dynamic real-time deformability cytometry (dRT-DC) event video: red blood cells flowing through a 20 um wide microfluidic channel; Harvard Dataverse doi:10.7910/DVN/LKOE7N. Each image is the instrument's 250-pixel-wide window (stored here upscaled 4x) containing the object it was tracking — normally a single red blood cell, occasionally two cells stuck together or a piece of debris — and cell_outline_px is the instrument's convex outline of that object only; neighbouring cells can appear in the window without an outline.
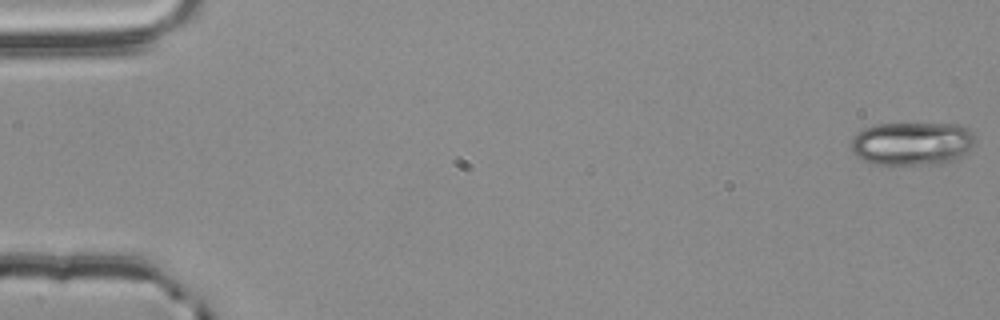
{"species": "common noctule bat (a hibernating species)", "species_latin": "Nyctalus noctula", "temperature_condition": "room temperature", "stored_images_in_passage": 56, "camera_frame_rate_fps": 3000, "um_per_image_px": 0.085, "animal": {"sex": "male", "body_mass_g": 20.4}, "frame": {"image": 1, "passage_image": 1, "time_ms": 0.0, "image_size_px": [1000, 320], "cell_outline_px": [[976, 140], [964, 152], [952, 160], [936, 164], [876, 164], [864, 160], [856, 156], [852, 152], [848, 144], [852, 136], [860, 128], [876, 124], [960, 124], [968, 128], [972, 132]], "centroid_in_image_um": [77.43, 12.18], "position_along_channel_um": 7.6, "area_um2": 31.44}}
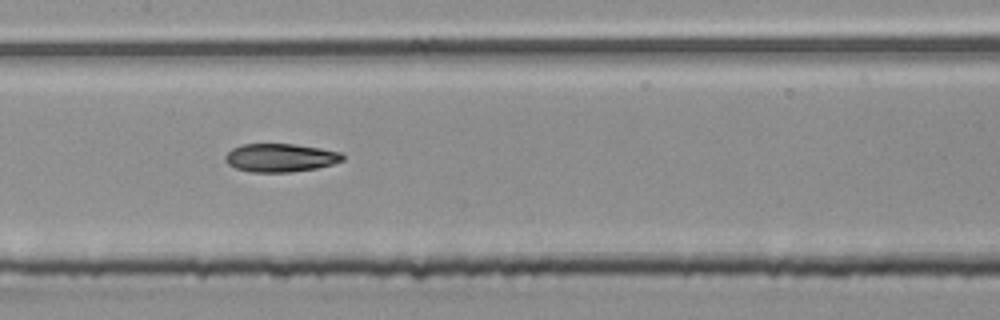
{"frame": {"image": 2, "passage_image": 28, "time_ms": 9.0, "image_size_px": [1000, 320], "cell_outline_px": [[344, 160], [332, 164], [316, 168], [292, 172], [248, 172], [236, 168], [228, 164], [224, 160], [224, 156], [232, 148], [240, 144], [296, 144], [320, 148], [340, 152], [344, 156]], "centroid_in_image_um": [23.81, 13.4], "position_along_channel_um": 183.6, "area_um2": 19.48}}
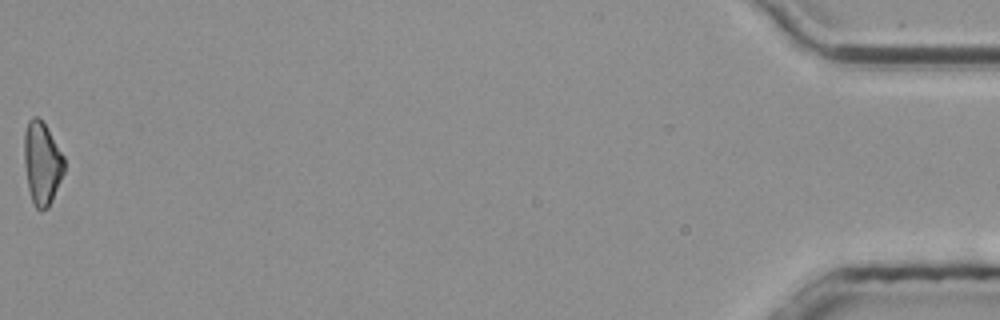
{"frame": {"image": 3, "passage_image": 56, "time_ms": 18.333, "image_size_px": [1000, 320], "cell_outline_px": [[64, 172], [52, 200], [48, 208], [40, 212], [36, 208], [32, 200], [28, 188], [24, 164], [24, 132], [28, 120], [32, 116], [36, 116], [44, 124], [64, 156]], "centroid_in_image_um": [3.55, 13.89], "position_along_channel_um": 431.6, "area_um2": 19.25}, "authors_computed_cell_mechanics": {"area_um2": 19.7387, "velocity_mm_per_s": 3.7899, "shape_relaxation_time_tau1_ms": null, "shape_relaxation_time_tau2_ms": 3.8175, "deformation_change_tau1": null, "deformation_change_tau2": 0.1132}}